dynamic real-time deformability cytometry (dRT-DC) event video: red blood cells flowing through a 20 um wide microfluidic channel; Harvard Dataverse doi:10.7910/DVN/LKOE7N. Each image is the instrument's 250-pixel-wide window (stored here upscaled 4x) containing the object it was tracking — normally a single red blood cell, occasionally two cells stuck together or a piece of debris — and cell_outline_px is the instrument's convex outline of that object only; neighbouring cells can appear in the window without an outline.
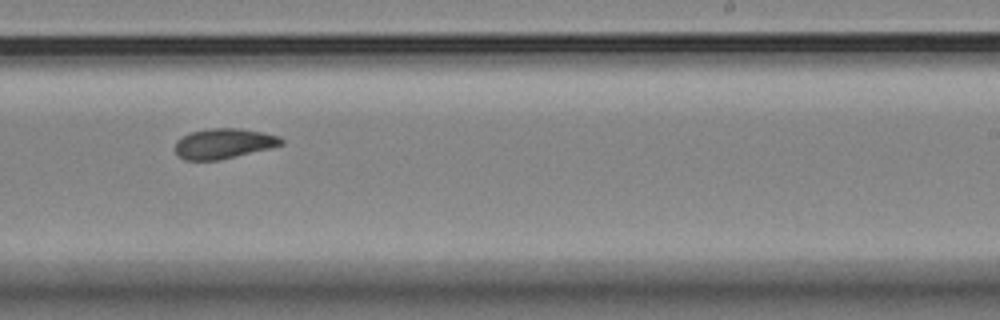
{"species": "Egyptian fruit bat (a non-hibernating species)", "species_latin": "Rousettus aegyptiacus", "temperature_condition": "room temperature", "stored_images_in_passage": 16, "camera_frame_rate_fps": 3000, "um_per_image_px": 0.085, "animal": {"sex": "female"}, "frame": {"image": 1, "passage_image": 10, "time_ms": 3.0, "image_size_px": [1000, 320], "cell_outline_px": [[284, 144], [272, 148], [220, 160], [184, 160], [176, 156], [176, 140], [192, 132], [208, 128], [240, 128], [280, 136], [284, 140]], "centroid_in_image_um": [19.03, 12.21], "position_along_channel_um": 270.0, "area_um2": 18.79}}
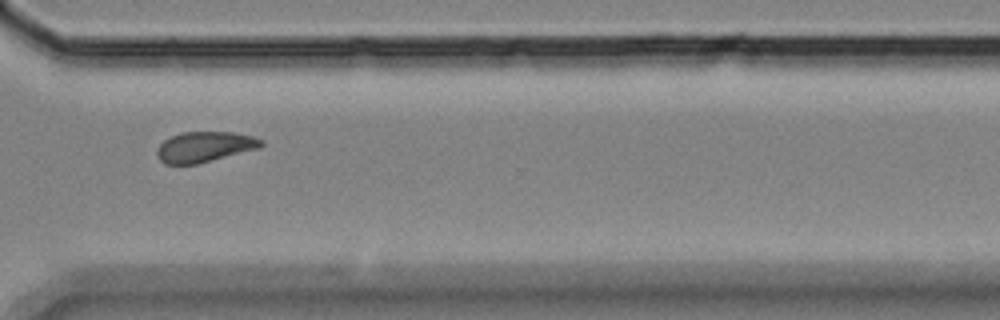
{"frame": {"image": 2, "passage_image": 12, "time_ms": 3.667, "image_size_px": [1000, 320], "cell_outline_px": [[264, 144], [260, 148], [196, 164], [164, 164], [156, 156], [156, 148], [164, 140], [172, 136], [184, 132], [232, 132], [252, 136], [264, 140]], "centroid_in_image_um": [17.38, 12.48], "position_along_channel_um": 353.2, "area_um2": 18.5}}
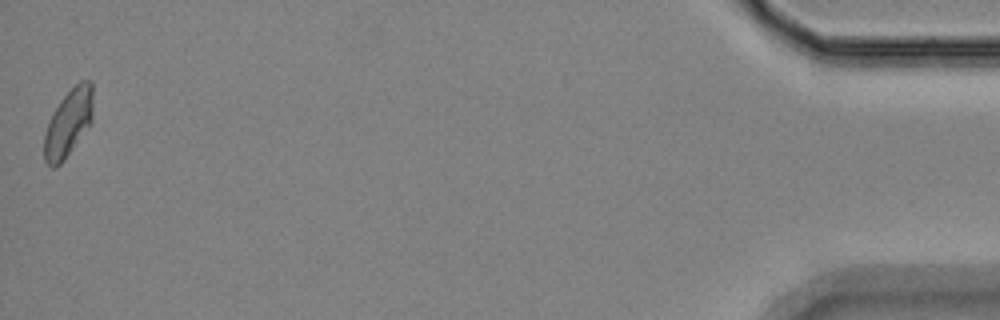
{"frame": {"image": 3, "passage_image": 16, "time_ms": 5.0, "image_size_px": [1000, 320], "cell_outline_px": [[92, 120], [64, 160], [60, 164], [52, 168], [44, 160], [44, 136], [48, 120], [52, 112], [60, 100], [80, 80], [92, 80]], "centroid_in_image_um": [5.79, 10.43], "position_along_channel_um": 429.4, "area_um2": 18.96}}